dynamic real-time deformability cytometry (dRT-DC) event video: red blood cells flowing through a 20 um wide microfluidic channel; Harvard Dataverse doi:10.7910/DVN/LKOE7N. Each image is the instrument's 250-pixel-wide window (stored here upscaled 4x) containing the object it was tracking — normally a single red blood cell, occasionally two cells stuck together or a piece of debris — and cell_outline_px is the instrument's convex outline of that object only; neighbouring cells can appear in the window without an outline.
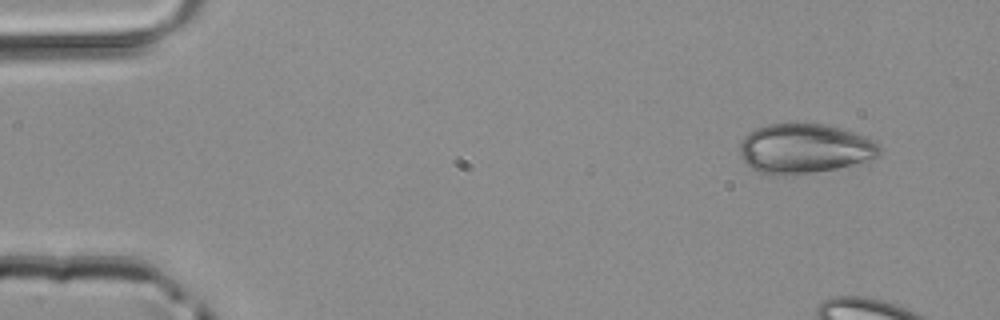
{"species": "common noctule bat (a hibernating species)", "species_latin": "Nyctalus noctula", "temperature_condition": "room temperature", "stored_images_in_passage": 7, "camera_frame_rate_fps": 3000, "um_per_image_px": 0.085, "animal": {"sex": "male", "body_mass_g": 20.4}, "frame": {"image": 1, "passage_image": 1, "time_ms": 0.0, "image_size_px": [1000, 320], "cell_outline_px": [[880, 152], [868, 164], [812, 172], [780, 176], [772, 176], [760, 172], [752, 168], [740, 156], [740, 140], [748, 132], [756, 128], [768, 124], [824, 124], [840, 128], [864, 136], [872, 140], [880, 148]], "centroid_in_image_um": [68.39, 12.65], "position_along_channel_um": 16.6, "area_um2": 40.81}}